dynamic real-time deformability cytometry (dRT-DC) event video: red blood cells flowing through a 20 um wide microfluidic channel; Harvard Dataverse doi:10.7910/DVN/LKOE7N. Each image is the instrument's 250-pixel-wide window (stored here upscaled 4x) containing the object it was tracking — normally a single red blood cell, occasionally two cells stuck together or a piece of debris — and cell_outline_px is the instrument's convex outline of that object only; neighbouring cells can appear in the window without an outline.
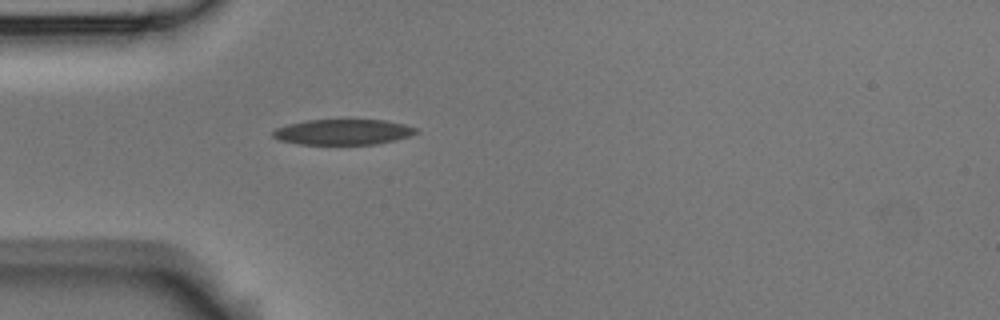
{"species": "Egyptian fruit bat (a non-hibernating species)", "species_latin": "Rousettus aegyptiacus", "temperature_condition": "room temperature", "stored_images_in_passage": 1, "camera_frame_rate_fps": 3000, "um_per_image_px": 0.085, "animal": {"sex": "male"}, "frame": {"image": 1, "passage_image": 1, "time_ms": 0.0, "image_size_px": [1000, 320], "cell_outline_px": [[420, 132], [408, 136], [376, 144], [300, 144], [280, 140], [272, 136], [272, 132], [276, 128], [288, 124], [308, 120], [384, 120], [404, 124], [420, 128]], "centroid_in_image_um": [29.18, 11.21], "position_along_channel_um": 55.8, "area_um2": 21.15}}